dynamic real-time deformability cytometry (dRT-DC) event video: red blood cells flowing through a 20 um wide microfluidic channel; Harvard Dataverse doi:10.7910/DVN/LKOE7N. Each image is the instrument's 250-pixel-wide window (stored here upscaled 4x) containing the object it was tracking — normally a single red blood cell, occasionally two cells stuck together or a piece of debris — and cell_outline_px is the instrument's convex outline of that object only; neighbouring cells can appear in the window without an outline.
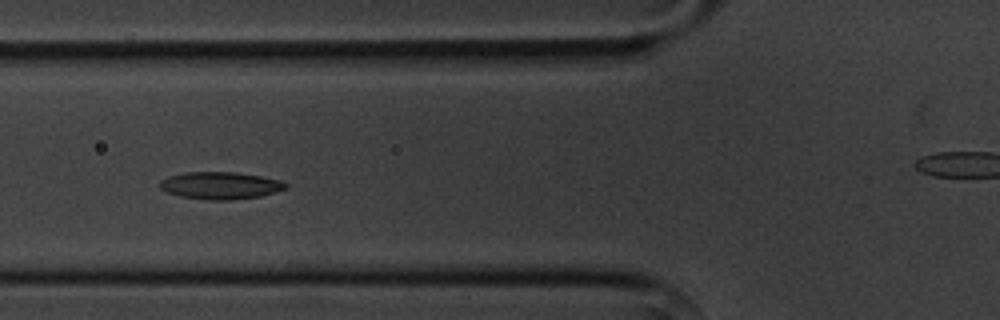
{"species": "common noctule bat (a hibernating species)", "species_latin": "Nyctalus noctula", "temperature_condition": "cold", "stored_images_in_passage": 7, "segment_of_instrument_passage": [1, 2], "camera_frame_rate_fps": 3000, "um_per_image_px": 0.085, "animal": {"sex": "male", "body_mass_g": 20.1, "forearm_length_mm": 53.5}, "frame": {"image": 1, "passage_image": 5, "time_ms": 5.0, "image_size_px": [1000, 320], "cell_outline_px": [[288, 188], [276, 192], [260, 196], [232, 200], [208, 200], [180, 196], [168, 192], [160, 188], [160, 180], [168, 176], [184, 172], [236, 172], [260, 176], [280, 180], [288, 184]], "centroid_in_image_um": [18.74, 15.76], "position_along_channel_um": 107.1, "area_um2": 20.06}}
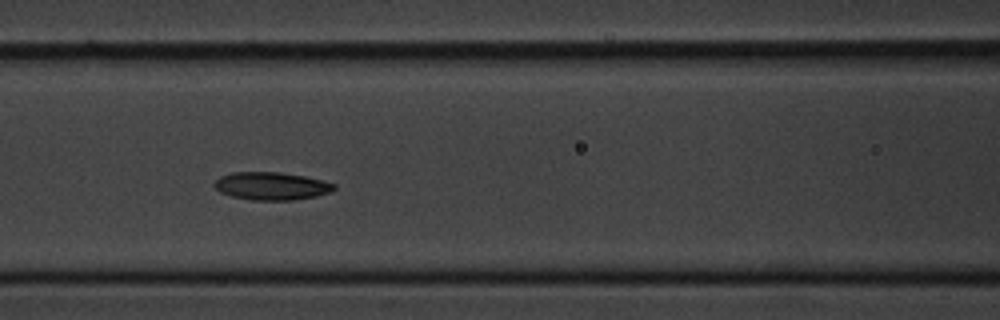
{"frame": {"image": 2, "passage_image": 6, "time_ms": 6.0, "image_size_px": [1000, 320], "cell_outline_px": [[336, 188], [332, 192], [316, 196], [292, 200], [252, 200], [232, 196], [220, 192], [212, 184], [220, 176], [232, 172], [280, 172], [304, 176], [336, 184]], "centroid_in_image_um": [23.07, 15.81], "position_along_channel_um": 143.5, "area_um2": 19.42}}